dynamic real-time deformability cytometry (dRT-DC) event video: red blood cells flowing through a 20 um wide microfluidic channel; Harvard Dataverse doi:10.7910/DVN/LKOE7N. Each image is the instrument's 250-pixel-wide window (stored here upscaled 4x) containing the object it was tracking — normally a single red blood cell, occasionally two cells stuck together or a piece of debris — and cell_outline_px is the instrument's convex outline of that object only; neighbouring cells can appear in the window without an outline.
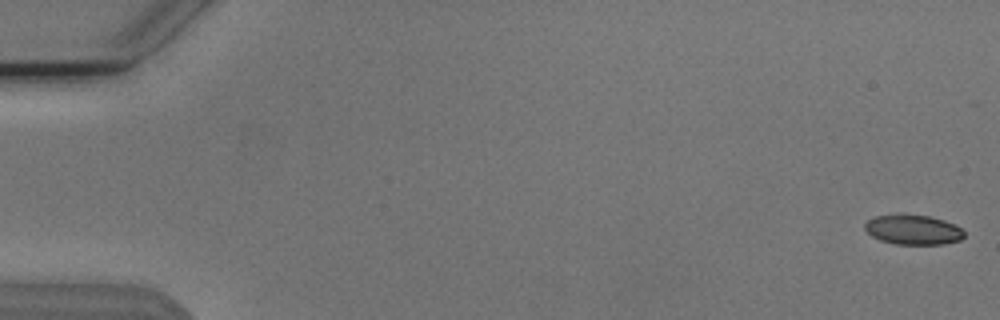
{"species": "Egyptian fruit bat (a non-hibernating species)", "species_latin": "Rousettus aegyptiacus", "temperature_condition": "cold", "stored_images_in_passage": 51, "camera_frame_rate_fps": 3000, "um_per_image_px": 0.085, "animal": {"sex": "male"}, "frame": {"image": 1, "passage_image": 1, "time_ms": 0.0, "image_size_px": [1000, 320], "cell_outline_px": [[964, 236], [960, 240], [944, 244], [896, 244], [880, 240], [872, 236], [864, 228], [864, 224], [872, 216], [896, 212], [904, 212], [928, 216], [944, 220], [956, 224], [964, 232]], "centroid_in_image_um": [77.57, 19.48], "position_along_channel_um": 7.4, "area_um2": 17.8}}
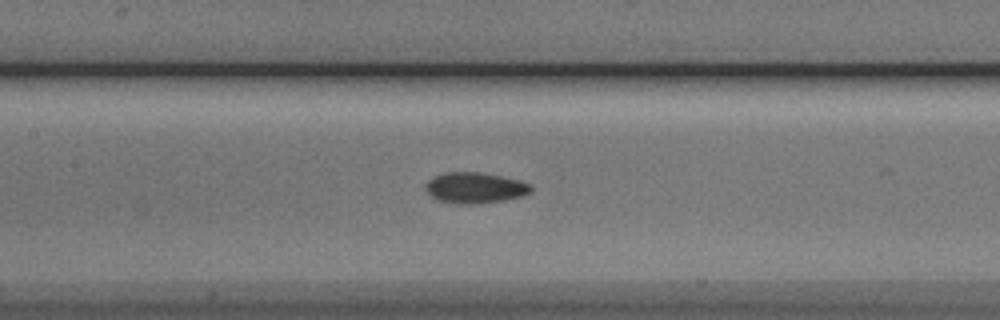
{"frame": {"image": 2, "passage_image": 26, "time_ms": 8.333, "image_size_px": [1000, 320], "cell_outline_px": [[532, 192], [524, 196], [504, 200], [472, 204], [460, 204], [436, 200], [424, 188], [424, 184], [428, 180], [444, 172], [480, 172], [520, 180], [528, 184], [532, 188]], "centroid_in_image_um": [40.36, 15.96], "position_along_channel_um": 167.0, "area_um2": 18.96}}
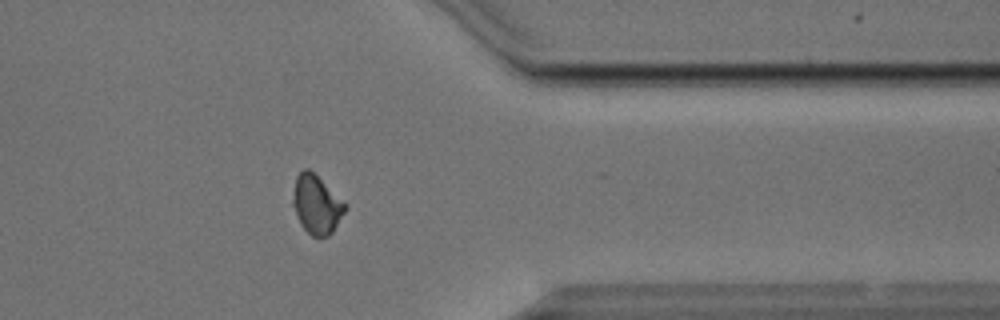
{"frame": {"image": 3, "passage_image": 44, "time_ms": 14.333, "image_size_px": [1000, 320], "cell_outline_px": [[348, 208], [332, 232], [328, 236], [312, 236], [300, 224], [292, 204], [292, 200], [296, 176], [304, 168], [308, 168], [348, 204]], "centroid_in_image_um": [26.92, 17.38], "position_along_channel_um": 384.5, "area_um2": 17.8}}